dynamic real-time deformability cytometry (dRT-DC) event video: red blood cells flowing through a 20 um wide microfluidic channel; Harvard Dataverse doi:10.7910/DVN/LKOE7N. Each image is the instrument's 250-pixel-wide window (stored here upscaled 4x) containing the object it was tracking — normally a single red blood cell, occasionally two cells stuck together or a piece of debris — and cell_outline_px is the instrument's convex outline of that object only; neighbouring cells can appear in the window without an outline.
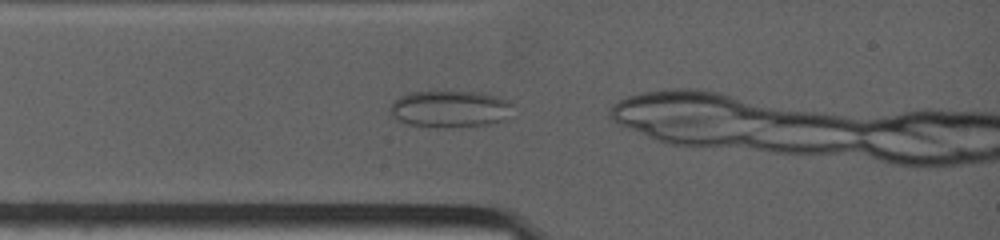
{"species": "common noctule bat (a hibernating species)", "species_latin": "Nyctalus noctula", "temperature_condition": "warm", "stored_images_in_passage": 6, "camera_frame_rate_fps": 4500, "um_per_image_px": 0.085, "animal": {"sex": "female", "body_mass_g": 19.0, "forearm_length_mm": 53.3}, "frame": {"image": 1, "passage_image": 2, "time_ms": 0.444, "image_size_px": [1000, 240], "cell_outline_px": [[512, 104], [504, 120], [484, 124], [408, 124], [396, 120], [392, 116], [388, 108], [400, 96], [408, 92], [476, 92], [496, 96], [508, 100]], "centroid_in_image_um": [38.19, 9.2], "position_along_channel_um": 46.8, "area_um2": 24.91}}